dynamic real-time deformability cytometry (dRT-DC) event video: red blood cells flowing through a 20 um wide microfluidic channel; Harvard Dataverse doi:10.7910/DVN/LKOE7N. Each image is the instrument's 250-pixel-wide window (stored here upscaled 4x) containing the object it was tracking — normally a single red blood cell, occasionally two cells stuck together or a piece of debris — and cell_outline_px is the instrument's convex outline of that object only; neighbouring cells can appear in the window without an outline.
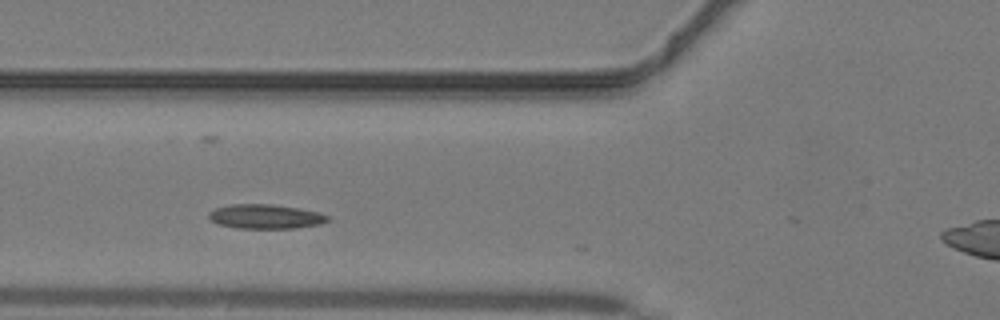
{"species": "common noctule bat (a hibernating species)", "species_latin": "Nyctalus noctula", "temperature_condition": "warm", "stored_images_in_passage": 11, "camera_frame_rate_fps": 3000, "um_per_image_px": 0.085, "animal": {"sex": "male", "body_mass_g": 19.2, "forearm_length_mm": 51.8}, "frame": {"image": 1, "passage_image": 5, "time_ms": 1.333, "image_size_px": [1000, 320], "cell_outline_px": [[328, 220], [320, 224], [296, 228], [236, 228], [220, 224], [212, 220], [208, 216], [208, 212], [216, 208], [232, 204], [272, 204], [296, 208], [316, 212], [328, 216]], "centroid_in_image_um": [22.54, 18.4], "position_along_channel_um": 103.3, "area_um2": 16.59}}
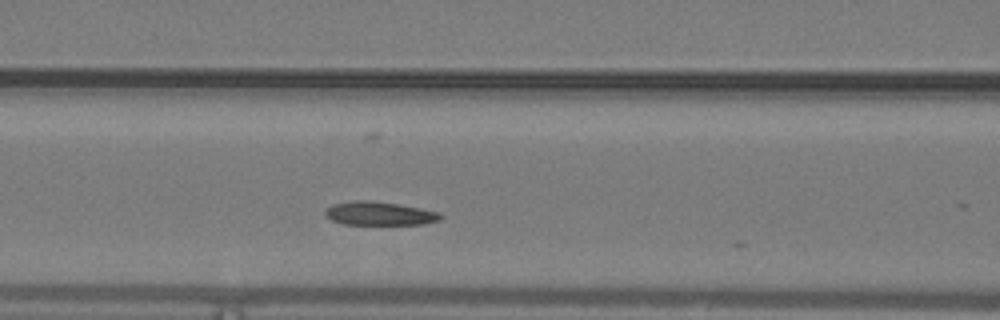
{"frame": {"image": 2, "passage_image": 7, "time_ms": 2.0, "image_size_px": [1000, 320], "cell_outline_px": [[444, 216], [440, 220], [420, 224], [344, 224], [332, 220], [324, 216], [324, 212], [332, 204], [352, 200], [368, 200], [400, 204], [440, 212]], "centroid_in_image_um": [32.24, 18.14], "position_along_channel_um": 134.4, "area_um2": 15.9}}
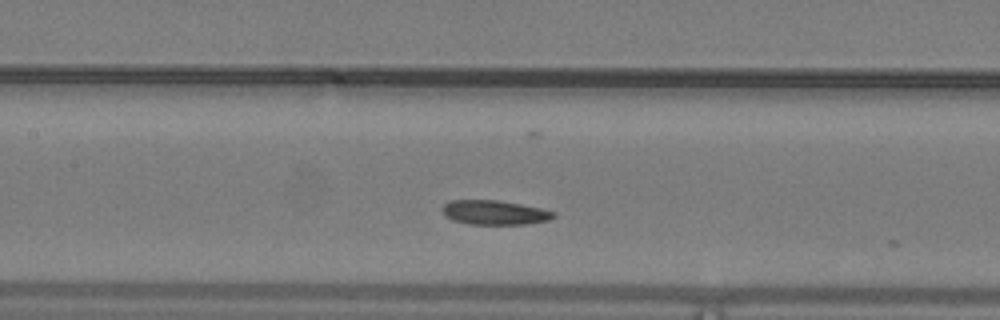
{"frame": {"image": 3, "passage_image": 9, "time_ms": 2.667, "image_size_px": [1000, 320], "cell_outline_px": [[556, 216], [548, 220], [528, 224], [468, 224], [452, 220], [444, 216], [440, 208], [444, 204], [452, 200], [496, 200], [520, 204], [540, 208], [556, 212]], "centroid_in_image_um": [42.0, 18.07], "position_along_channel_um": 165.4, "area_um2": 15.9}}